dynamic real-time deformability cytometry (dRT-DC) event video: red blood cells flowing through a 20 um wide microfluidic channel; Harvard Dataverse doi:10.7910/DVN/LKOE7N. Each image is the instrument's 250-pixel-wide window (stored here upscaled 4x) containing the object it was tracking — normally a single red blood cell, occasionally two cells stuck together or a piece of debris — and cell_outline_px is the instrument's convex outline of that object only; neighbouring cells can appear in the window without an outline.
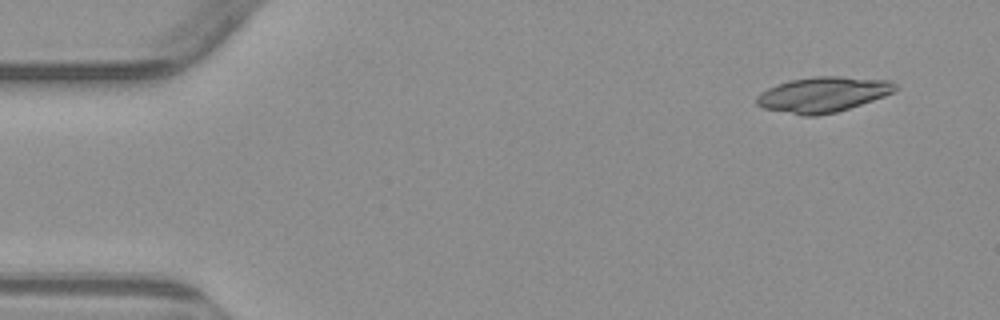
{"species": "common noctule bat (a hibernating species)", "species_latin": "Nyctalus noctula", "temperature_condition": "warm", "stored_images_in_passage": 3, "camera_frame_rate_fps": 3000, "um_per_image_px": 0.085, "animal": {"sex": "male", "body_mass_g": 23.1, "forearm_length_mm": 52.7}, "frame": {"image": 1, "passage_image": 1, "time_ms": 0.0, "image_size_px": [1000, 320], "cell_outline_px": [[900, 88], [884, 96], [836, 112], [816, 116], [804, 116], [764, 108], [756, 104], [756, 96], [760, 92], [768, 88], [788, 80], [816, 76], [840, 76], [892, 80], [900, 84]], "centroid_in_image_um": [69.98, 8.02], "position_along_channel_um": 15.0, "area_um2": 28.67}}